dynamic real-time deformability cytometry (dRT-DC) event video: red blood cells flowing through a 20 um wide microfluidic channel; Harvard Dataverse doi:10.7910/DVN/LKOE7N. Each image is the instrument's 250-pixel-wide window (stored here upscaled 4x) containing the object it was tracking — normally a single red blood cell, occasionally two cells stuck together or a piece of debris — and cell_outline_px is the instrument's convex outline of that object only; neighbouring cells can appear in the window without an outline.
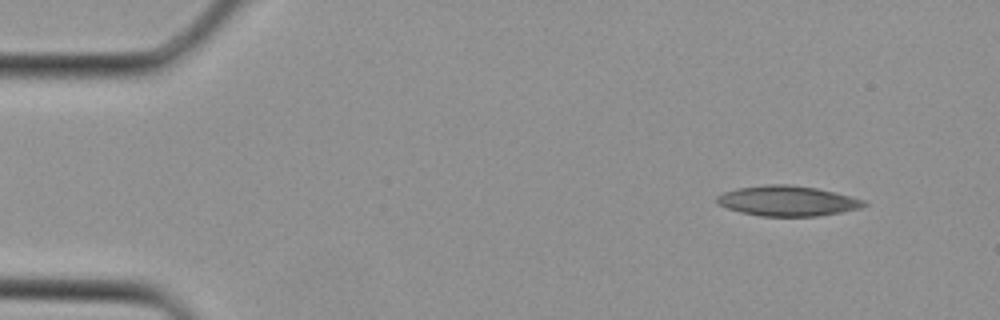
{"species": "Egyptian fruit bat (a non-hibernating species)", "species_latin": "Rousettus aegyptiacus", "temperature_condition": "cold", "stored_images_in_passage": 2, "segment_of_instrument_passage": [1, 2], "camera_frame_rate_fps": 3000, "um_per_image_px": 0.085, "animal": {"sex": "female"}, "frame": {"image": 1, "passage_image": 1, "time_ms": 0.0, "image_size_px": [1000, 320], "cell_outline_px": [[868, 204], [860, 208], [840, 212], [816, 216], [760, 216], [740, 212], [728, 208], [720, 204], [716, 200], [716, 196], [724, 192], [740, 188], [772, 184], [788, 184], [816, 188], [864, 200]], "centroid_in_image_um": [66.92, 17.08], "position_along_channel_um": 18.1, "area_um2": 25.43}}